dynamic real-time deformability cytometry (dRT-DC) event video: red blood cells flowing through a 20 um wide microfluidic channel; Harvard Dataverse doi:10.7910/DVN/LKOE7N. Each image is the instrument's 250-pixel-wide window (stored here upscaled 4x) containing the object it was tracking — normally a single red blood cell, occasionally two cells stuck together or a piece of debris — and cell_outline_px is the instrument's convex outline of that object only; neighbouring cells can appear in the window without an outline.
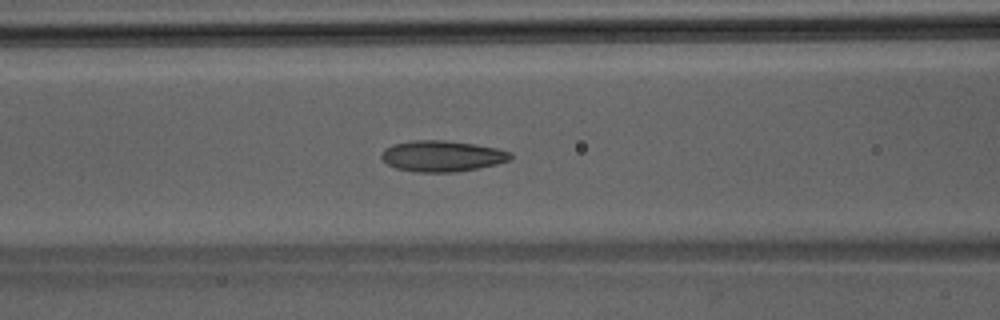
{"species": "Egyptian fruit bat (a non-hibernating species)", "species_latin": "Rousettus aegyptiacus", "temperature_condition": "room temperature", "stored_images_in_passage": 36, "segment_of_instrument_passage": [1, 2], "camera_frame_rate_fps": 3000, "um_per_image_px": 0.085, "animal": {"sex": "male"}, "frame": {"image": 1, "passage_image": 8, "time_ms": 2.333, "image_size_px": [1000, 320], "cell_outline_px": [[512, 160], [496, 164], [456, 172], [416, 172], [396, 168], [388, 164], [380, 156], [384, 148], [392, 144], [412, 140], [444, 140], [476, 144], [496, 148], [512, 152]], "centroid_in_image_um": [37.58, 13.26], "position_along_channel_um": 129.0, "area_um2": 23.41}}
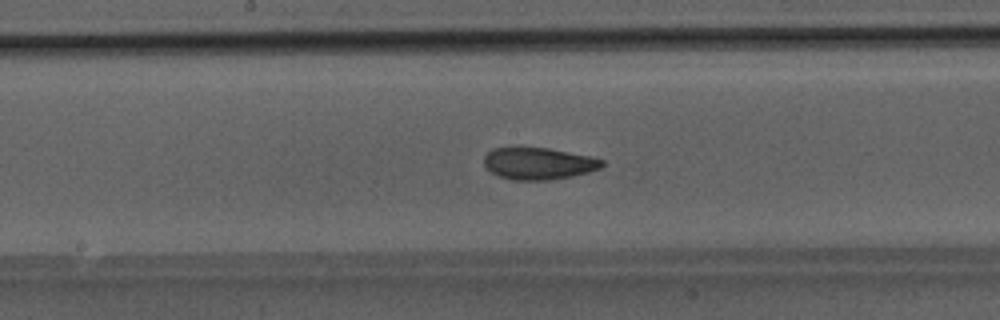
{"frame": {"image": 2, "passage_image": 13, "time_ms": 4.0, "image_size_px": [1000, 320], "cell_outline_px": [[604, 164], [600, 168], [588, 172], [572, 176], [548, 180], [512, 180], [500, 176], [492, 172], [484, 164], [484, 156], [492, 148], [548, 148], [592, 156], [604, 160]], "centroid_in_image_um": [45.8, 13.9], "position_along_channel_um": 202.4, "area_um2": 21.85}}
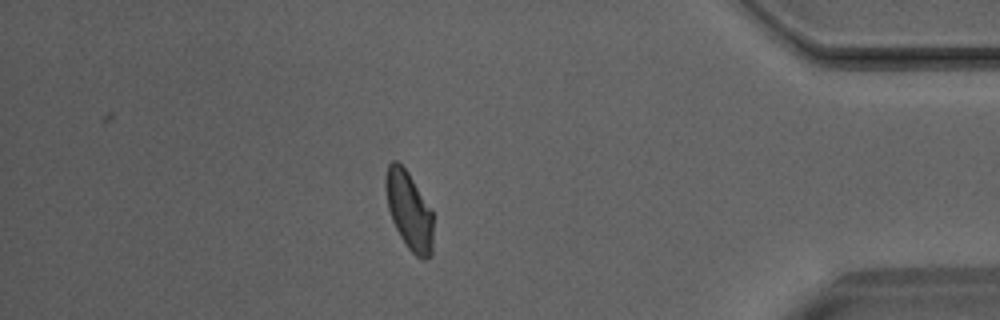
{"frame": {"image": 3, "passage_image": 29, "time_ms": 9.333, "image_size_px": [1000, 320], "cell_outline_px": [[432, 256], [416, 256], [408, 248], [400, 236], [392, 220], [388, 208], [384, 188], [384, 180], [388, 164], [392, 160], [396, 160], [408, 172], [432, 212]], "centroid_in_image_um": [34.73, 17.86], "position_along_channel_um": 400.5, "area_um2": 21.27}}